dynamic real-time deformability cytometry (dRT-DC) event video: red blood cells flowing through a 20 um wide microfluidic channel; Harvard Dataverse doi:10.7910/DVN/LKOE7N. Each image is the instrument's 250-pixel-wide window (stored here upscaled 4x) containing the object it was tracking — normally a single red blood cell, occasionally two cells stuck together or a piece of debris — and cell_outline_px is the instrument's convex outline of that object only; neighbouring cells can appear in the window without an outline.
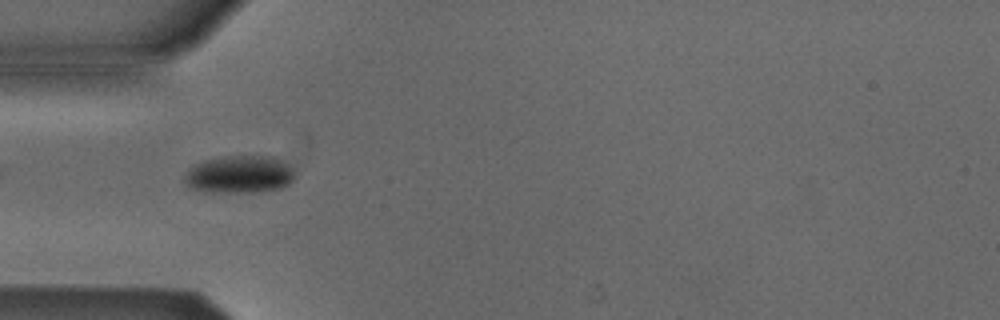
{"species": "Egyptian fruit bat (a non-hibernating species)", "species_latin": "Rousettus aegyptiacus", "temperature_condition": "cold", "stored_images_in_passage": 7, "camera_frame_rate_fps": 3000, "um_per_image_px": 0.085, "animal": {"sex": "male"}, "frame": {"image": 1, "passage_image": 5, "time_ms": 5.0, "image_size_px": [1000, 320], "cell_outline_px": [[296, 176], [288, 184], [280, 188], [252, 192], [204, 192], [192, 188], [184, 184], [184, 176], [196, 164], [204, 160], [224, 156], [276, 156], [288, 164]], "centroid_in_image_um": [20.36, 14.82], "position_along_channel_um": 64.6, "area_um2": 24.16}}
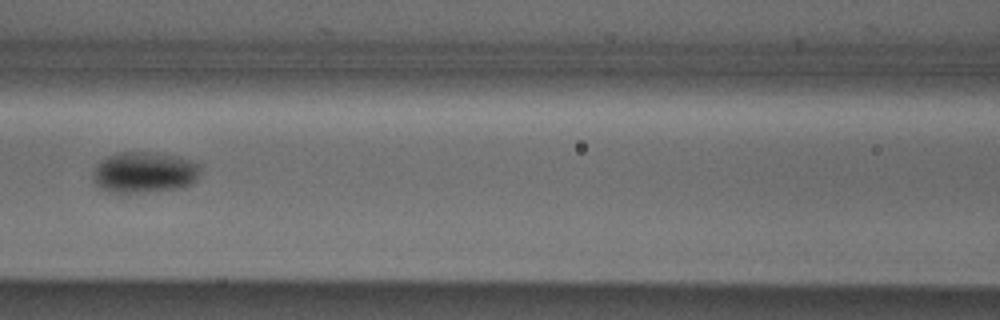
{"frame": {"image": 2, "passage_image": 7, "time_ms": 7.333, "image_size_px": [1000, 320], "cell_outline_px": [[200, 172], [196, 180], [192, 184], [184, 188], [152, 192], [108, 192], [100, 188], [96, 184], [92, 176], [92, 172], [96, 164], [100, 160], [116, 152], [152, 152], [176, 156], [192, 160], [200, 164]], "centroid_in_image_um": [12.28, 14.65], "position_along_channel_um": 154.3, "area_um2": 26.18}}